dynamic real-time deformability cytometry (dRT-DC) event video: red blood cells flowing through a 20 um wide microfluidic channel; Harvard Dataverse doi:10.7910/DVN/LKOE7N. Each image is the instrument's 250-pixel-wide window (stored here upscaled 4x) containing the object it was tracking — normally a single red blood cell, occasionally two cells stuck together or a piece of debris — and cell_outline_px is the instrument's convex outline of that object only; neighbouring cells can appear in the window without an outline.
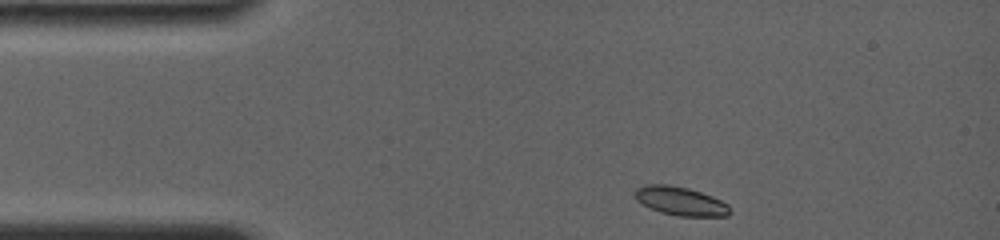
{"species": "common noctule bat (a hibernating species)", "species_latin": "Nyctalus noctula", "temperature_condition": "room temperature", "stored_images_in_passage": 42, "camera_frame_rate_fps": 4000, "um_per_image_px": 0.085, "animal": {"sex": "female", "body_mass_g": 19.0, "forearm_length_mm": 56.7}, "frame": {"image": 1, "passage_image": 1, "time_ms": 0.0, "image_size_px": [1000, 240], "cell_outline_px": [[732, 212], [728, 216], [676, 216], [660, 212], [636, 200], [632, 192], [636, 188], [644, 184], [668, 184], [688, 188], [712, 196], [728, 204]], "centroid_in_image_um": [57.83, 17.08], "position_along_channel_um": 27.2, "area_um2": 16.01}}
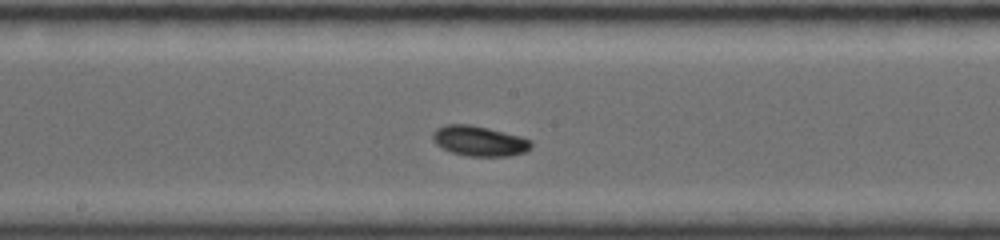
{"frame": {"image": 2, "passage_image": 24, "time_ms": 6.0, "image_size_px": [1000, 240], "cell_outline_px": [[532, 148], [524, 152], [512, 156], [468, 156], [452, 152], [436, 144], [432, 140], [432, 132], [436, 128], [448, 124], [472, 124], [520, 136], [532, 140]], "centroid_in_image_um": [40.75, 11.98], "position_along_channel_um": 207.5, "area_um2": 17.4}}
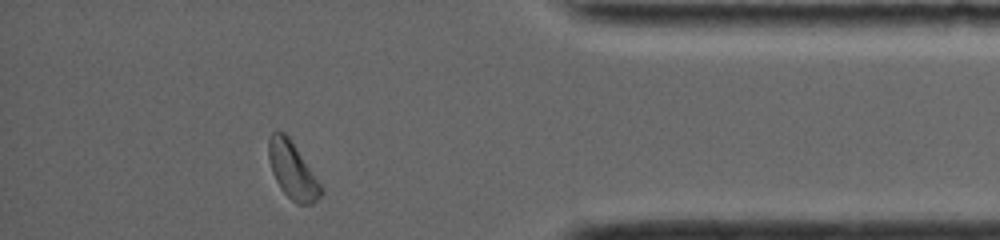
{"frame": {"image": 3, "passage_image": 42, "time_ms": 11.75, "image_size_px": [1000, 240], "cell_outline_px": [[324, 192], [312, 204], [296, 204], [280, 188], [272, 172], [268, 160], [268, 136], [272, 132], [284, 132], [288, 136], [324, 188]], "centroid_in_image_um": [24.85, 14.49], "position_along_channel_um": 410.3, "area_um2": 17.28}, "authors_computed_cell_mechanics": {"area_um2": 16.6753, "velocity_mm_per_s": 3.8377, "shape_relaxation_time_tau1_ms": 1.8959, "shape_relaxation_time_tau2_ms": null, "deformation_change_tau1": 0.095, "deformation_change_tau2": null}}